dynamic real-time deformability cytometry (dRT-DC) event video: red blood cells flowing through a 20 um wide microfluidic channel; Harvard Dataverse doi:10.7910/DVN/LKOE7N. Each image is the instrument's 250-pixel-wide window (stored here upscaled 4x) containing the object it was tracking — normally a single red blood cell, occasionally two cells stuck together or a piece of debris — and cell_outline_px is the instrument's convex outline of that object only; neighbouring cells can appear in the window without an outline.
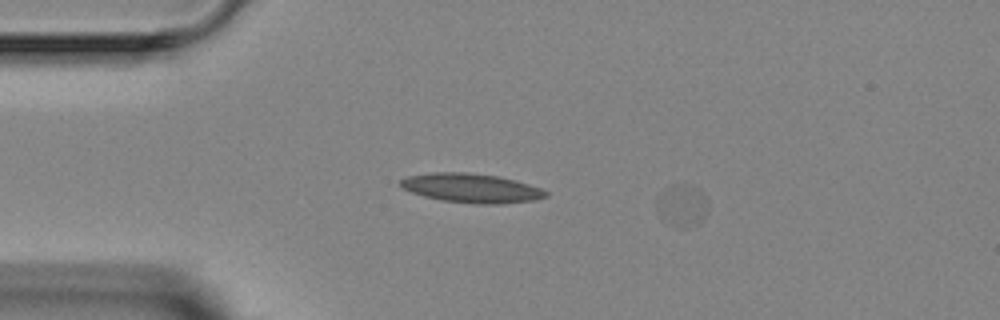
{"species": "Egyptian fruit bat (a non-hibernating species)", "species_latin": "Rousettus aegyptiacus", "temperature_condition": "room temperature", "stored_images_in_passage": 2, "segment_of_instrument_passage": [1, 2], "camera_frame_rate_fps": 3000, "um_per_image_px": 0.085, "animal": {"sex": "female"}, "frame": {"image": 1, "passage_image": 1, "time_ms": 0.0, "image_size_px": [1000, 320], "cell_outline_px": [[548, 196], [536, 200], [500, 204], [476, 204], [444, 200], [424, 196], [412, 192], [396, 184], [400, 180], [408, 176], [432, 172], [468, 172], [500, 176], [528, 184], [540, 188], [548, 192]], "centroid_in_image_um": [40.07, 15.98], "position_along_channel_um": 44.9, "area_um2": 24.74}}